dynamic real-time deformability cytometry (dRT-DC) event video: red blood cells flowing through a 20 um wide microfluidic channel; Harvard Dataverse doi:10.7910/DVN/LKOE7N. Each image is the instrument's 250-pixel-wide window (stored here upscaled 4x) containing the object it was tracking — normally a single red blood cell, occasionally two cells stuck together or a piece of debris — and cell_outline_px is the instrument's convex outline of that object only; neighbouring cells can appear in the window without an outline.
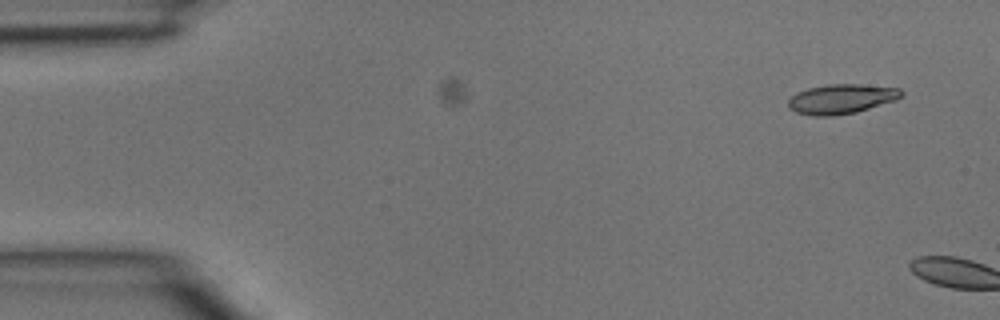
{"species": "common noctule bat (a hibernating species)", "species_latin": "Nyctalus noctula", "temperature_condition": "room temperature", "stored_images_in_passage": 2, "camera_frame_rate_fps": 3000, "um_per_image_px": 0.085, "animal": {"sex": "male", "body_mass_g": 15.6}, "frame": {"image": 1, "passage_image": 2, "time_ms": 0.333, "image_size_px": [1000, 320], "cell_outline_px": [[904, 92], [896, 100], [856, 112], [832, 116], [812, 116], [796, 112], [788, 108], [788, 100], [796, 92], [808, 88], [828, 84], [860, 84], [900, 88]], "centroid_in_image_um": [71.49, 8.41], "position_along_channel_um": 13.5, "area_um2": 19.59}}